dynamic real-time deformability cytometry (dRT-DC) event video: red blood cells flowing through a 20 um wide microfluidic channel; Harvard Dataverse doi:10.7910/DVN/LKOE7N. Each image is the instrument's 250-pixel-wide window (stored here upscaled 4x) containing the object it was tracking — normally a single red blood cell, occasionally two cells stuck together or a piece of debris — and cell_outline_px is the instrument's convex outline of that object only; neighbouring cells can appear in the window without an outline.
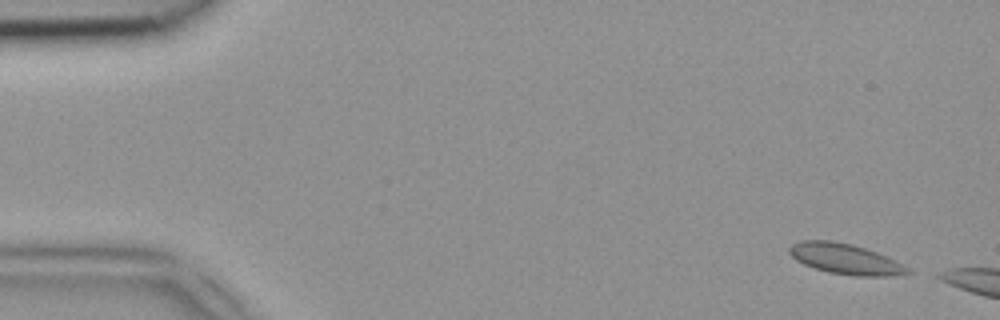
{"species": "common noctule bat (a hibernating species)", "species_latin": "Nyctalus noctula", "temperature_condition": "room temperature", "stored_images_in_passage": 7, "camera_frame_rate_fps": 3000, "um_per_image_px": 0.085, "animal": {"sex": "female", "body_mass_g": 18.4}, "frame": {"image": 1, "passage_image": 3, "time_ms": 0.667, "image_size_px": [1000, 320], "cell_outline_px": [[912, 272], [888, 276], [852, 276], [828, 272], [804, 264], [796, 260], [788, 252], [788, 248], [792, 244], [800, 240], [832, 240], [852, 244], [876, 252], [908, 268]], "centroid_in_image_um": [71.77, 22.0], "position_along_channel_um": 13.2, "area_um2": 20.75}}